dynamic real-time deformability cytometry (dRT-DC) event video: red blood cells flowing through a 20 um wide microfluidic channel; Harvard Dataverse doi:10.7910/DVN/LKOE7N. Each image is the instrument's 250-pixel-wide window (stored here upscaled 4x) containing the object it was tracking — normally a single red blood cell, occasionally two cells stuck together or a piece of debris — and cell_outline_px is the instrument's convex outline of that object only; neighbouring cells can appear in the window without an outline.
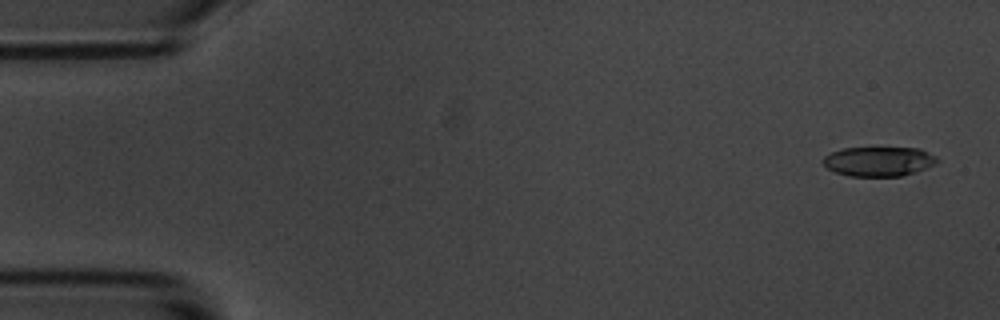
{"species": "common noctule bat (a hibernating species)", "species_latin": "Nyctalus noctula", "temperature_condition": "room temperature", "stored_images_in_passage": 5, "camera_frame_rate_fps": 3000, "um_per_image_px": 0.085, "animal": {"sex": "male", "body_mass_g": 20.1, "forearm_length_mm": 53.5}, "frame": {"image": 1, "passage_image": 1, "time_ms": 0.0, "image_size_px": [1000, 320], "cell_outline_px": [[940, 160], [936, 164], [900, 176], [848, 176], [836, 172], [828, 168], [820, 160], [824, 156], [840, 148], [920, 148], [936, 156]], "centroid_in_image_um": [74.67, 13.71], "position_along_channel_um": 10.3, "area_um2": 19.59}}
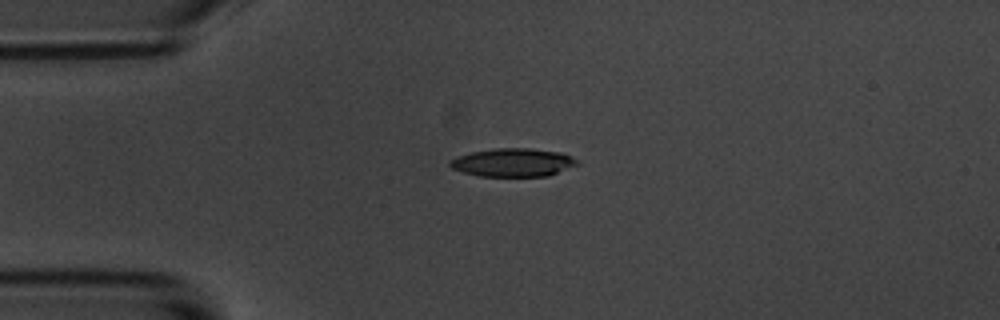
{"frame": {"image": 2, "passage_image": 4, "time_ms": 3.667, "image_size_px": [1000, 320], "cell_outline_px": [[580, 164], [548, 176], [480, 176], [464, 172], [452, 168], [448, 164], [448, 160], [456, 156], [472, 152], [492, 148], [532, 148], [560, 152], [572, 156]], "centroid_in_image_um": [43.6, 13.8], "position_along_channel_um": 41.4, "area_um2": 21.1}}